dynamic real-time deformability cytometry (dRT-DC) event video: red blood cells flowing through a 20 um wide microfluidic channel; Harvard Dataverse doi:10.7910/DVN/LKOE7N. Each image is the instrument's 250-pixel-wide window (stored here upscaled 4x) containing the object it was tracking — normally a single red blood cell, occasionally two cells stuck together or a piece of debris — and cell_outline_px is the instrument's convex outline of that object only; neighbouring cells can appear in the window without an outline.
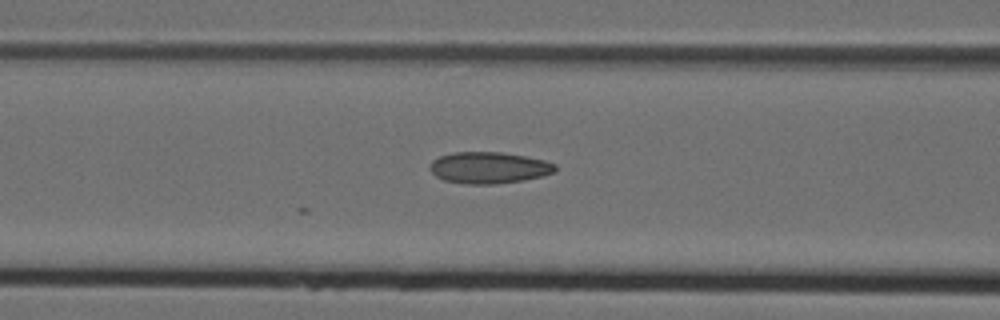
{"species": "Egyptian fruit bat (a non-hibernating species)", "species_latin": "Rousettus aegyptiacus", "temperature_condition": "cold", "stored_images_in_passage": 6, "camera_frame_rate_fps": 3000, "um_per_image_px": 0.085, "animal": {"sex": "female"}, "frame": {"image": 1, "passage_image": 6, "time_ms": 1.667, "image_size_px": [1000, 320], "cell_outline_px": [[556, 172], [524, 180], [496, 184], [464, 184], [444, 180], [436, 176], [428, 168], [432, 160], [440, 156], [452, 152], [500, 152], [524, 156], [544, 160], [556, 164]], "centroid_in_image_um": [41.53, 14.25], "position_along_channel_um": 125.1, "area_um2": 23.06}}